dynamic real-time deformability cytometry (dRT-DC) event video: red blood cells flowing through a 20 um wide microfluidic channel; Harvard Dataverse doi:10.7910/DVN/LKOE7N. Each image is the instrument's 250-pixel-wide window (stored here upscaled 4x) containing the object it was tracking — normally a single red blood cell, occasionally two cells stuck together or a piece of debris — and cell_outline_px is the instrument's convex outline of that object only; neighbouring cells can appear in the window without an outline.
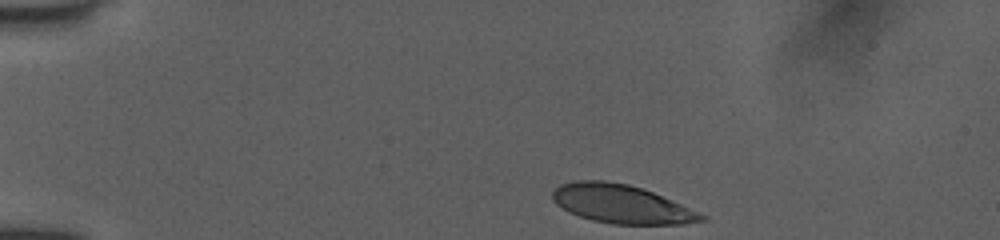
{"species": "human", "species_latin": "Homo sapiens", "temperature_condition": "room temperature", "stored_images_in_passage": 34, "camera_frame_rate_fps": 3000, "um_per_image_px": 0.085, "donor": {"sex": "female"}, "frame": {"image": 1, "passage_image": 1, "time_ms": 0.0, "image_size_px": [1000, 240], "cell_outline_px": [[708, 220], [684, 224], [612, 224], [592, 220], [568, 212], [556, 204], [552, 200], [552, 192], [560, 184], [576, 180], [604, 180], [628, 184], [652, 192], [708, 216]], "centroid_in_image_um": [52.8, 17.34], "position_along_channel_um": 32.2, "area_um2": 33.41}}
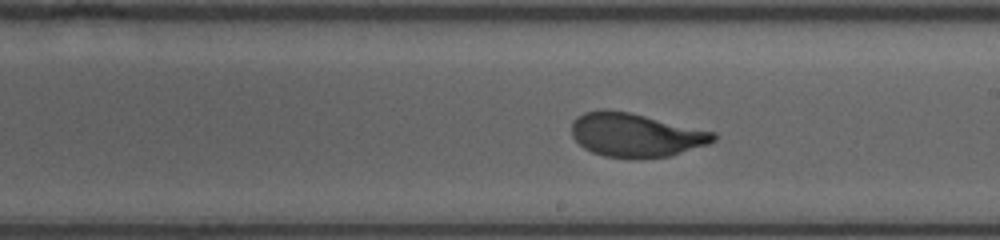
{"frame": {"image": 2, "passage_image": 19, "time_ms": 7.0, "image_size_px": [1000, 240], "cell_outline_px": [[716, 140], [708, 144], [668, 156], [604, 156], [592, 152], [584, 148], [572, 136], [572, 120], [576, 116], [584, 112], [600, 108], [608, 108], [628, 112], [716, 132]], "centroid_in_image_um": [53.99, 11.42], "position_along_channel_um": 235.0, "area_um2": 35.6}}
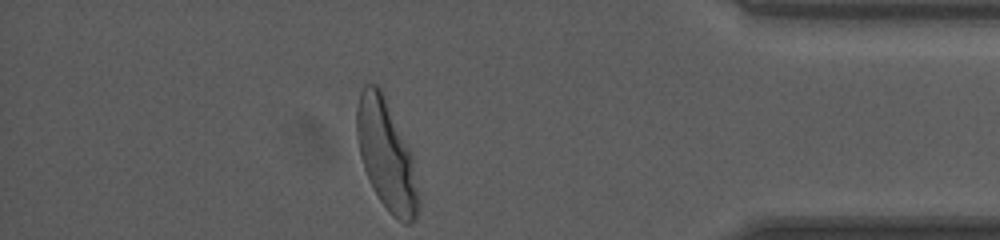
{"frame": {"image": 3, "passage_image": 34, "time_ms": 12.0, "image_size_px": [1000, 240], "cell_outline_px": [[420, 204], [416, 216], [408, 224], [404, 224], [392, 216], [380, 200], [364, 168], [360, 156], [356, 136], [356, 108], [360, 92], [364, 84], [376, 84], [380, 88], [412, 152], [420, 200]], "centroid_in_image_um": [32.85, 13.18], "position_along_channel_um": 402.4, "area_um2": 39.42}, "authors_computed_cell_mechanics": {"area_um2": 35.9227, "velocity_mm_per_s": 3.9508, "shape_relaxation_time_tau1_ms": 2.3028, "shape_relaxation_time_tau2_ms": null, "deformation_change_tau1": 0.1348, "deformation_change_tau2": null}}